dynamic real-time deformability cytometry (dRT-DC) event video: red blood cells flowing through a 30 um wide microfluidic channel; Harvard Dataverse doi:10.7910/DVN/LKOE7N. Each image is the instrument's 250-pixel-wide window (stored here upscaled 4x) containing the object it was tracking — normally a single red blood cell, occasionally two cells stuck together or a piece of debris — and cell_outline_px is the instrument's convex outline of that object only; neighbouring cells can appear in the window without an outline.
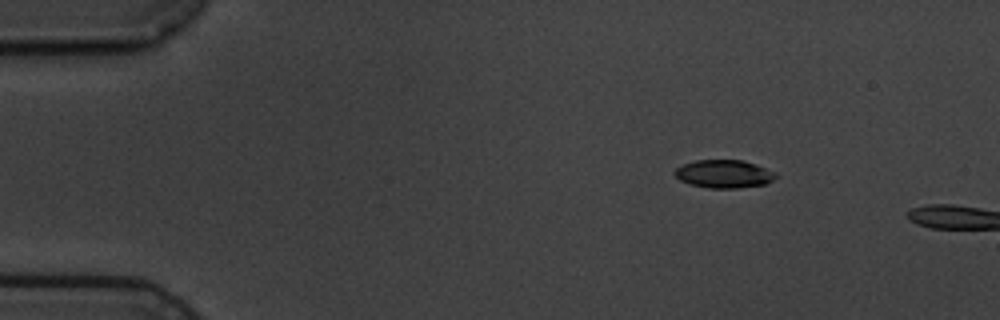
{"species": "common noctule bat (a hibernating species)", "species_latin": "Nyctalus noctula", "temperature_condition": "cold", "stored_images_in_passage": 4, "camera_frame_rate_fps": 3000, "um_per_image_px": 0.085, "animal": {"sex": "male", "body_mass_g": 19.5, "forearm_length_mm": 54.6}, "frame": {"image": 1, "passage_image": 1, "time_ms": 0.0, "image_size_px": [1000, 320], "cell_outline_px": [[776, 176], [772, 180], [764, 184], [736, 188], [708, 188], [692, 184], [680, 180], [672, 172], [676, 168], [684, 164], [696, 160], [744, 160], [756, 164], [776, 172]], "centroid_in_image_um": [61.53, 14.77], "position_along_channel_um": 23.5, "area_um2": 16.42}}